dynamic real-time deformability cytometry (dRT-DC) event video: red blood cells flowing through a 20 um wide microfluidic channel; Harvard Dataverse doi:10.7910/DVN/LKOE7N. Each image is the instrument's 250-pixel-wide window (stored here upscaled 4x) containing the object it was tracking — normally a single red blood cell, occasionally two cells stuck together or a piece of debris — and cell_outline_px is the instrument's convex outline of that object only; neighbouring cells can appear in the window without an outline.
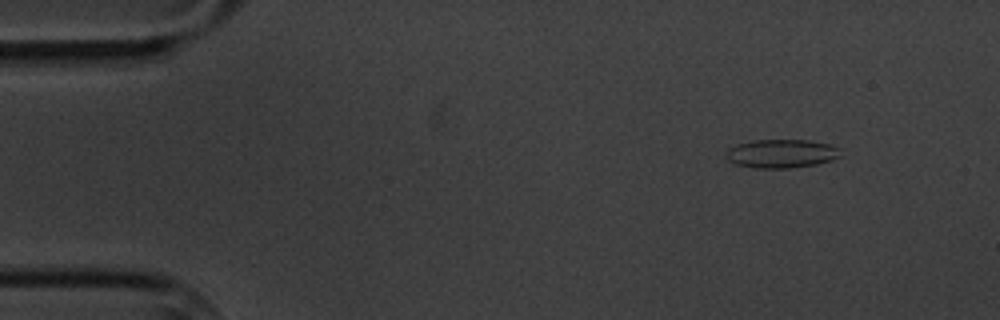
{"species": "common noctule bat (a hibernating species)", "species_latin": "Nyctalus noctula", "temperature_condition": "cold", "stored_images_in_passage": 4, "camera_frame_rate_fps": 3000, "um_per_image_px": 0.085, "animal": {"sex": "male", "body_mass_g": 20.1, "forearm_length_mm": 53.5}, "frame": {"image": 1, "passage_image": 1, "time_ms": 0.0, "image_size_px": [1000, 320], "cell_outline_px": [[840, 156], [832, 160], [816, 164], [792, 168], [756, 168], [736, 164], [728, 160], [724, 156], [724, 152], [728, 148], [736, 144], [752, 140], [808, 140], [828, 144], [840, 148]], "centroid_in_image_um": [66.38, 13.05], "position_along_channel_um": 18.6, "area_um2": 19.25}}
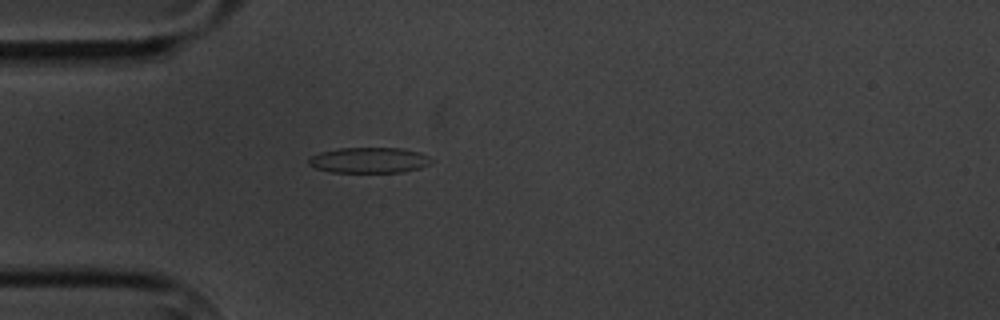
{"frame": {"image": 2, "passage_image": 4, "time_ms": 3.333, "image_size_px": [1000, 320], "cell_outline_px": [[432, 160], [428, 164], [420, 168], [400, 172], [332, 172], [316, 168], [308, 164], [308, 160], [312, 156], [320, 152], [340, 148], [404, 148], [420, 152], [428, 156]], "centroid_in_image_um": [31.38, 13.61], "position_along_channel_um": 53.6, "area_um2": 18.21}}